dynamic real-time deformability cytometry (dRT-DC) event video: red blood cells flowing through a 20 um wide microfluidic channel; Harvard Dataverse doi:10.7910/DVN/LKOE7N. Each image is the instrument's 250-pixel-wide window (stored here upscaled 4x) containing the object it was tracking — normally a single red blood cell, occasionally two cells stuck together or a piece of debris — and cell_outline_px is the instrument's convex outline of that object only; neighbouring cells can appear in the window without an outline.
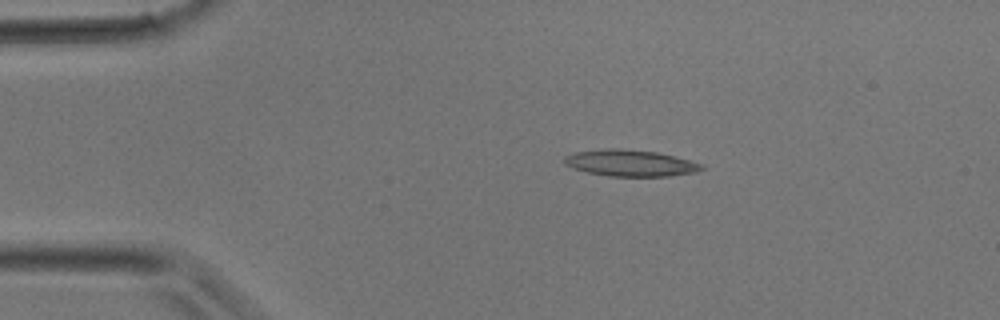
{"species": "common noctule bat (a hibernating species)", "species_latin": "Nyctalus noctula", "temperature_condition": "room temperature", "stored_images_in_passage": 30, "camera_frame_rate_fps": 3000, "um_per_image_px": 0.085, "animal": {"sex": "male", "body_mass_g": 17.9}, "frame": {"image": 1, "passage_image": 1, "time_ms": 0.0, "image_size_px": [1000, 320], "cell_outline_px": [[704, 168], [696, 172], [668, 176], [608, 176], [588, 172], [572, 168], [564, 164], [564, 156], [576, 152], [608, 148], [616, 148], [656, 152], [704, 164]], "centroid_in_image_um": [53.56, 13.86], "position_along_channel_um": 31.4, "area_um2": 20.98}}
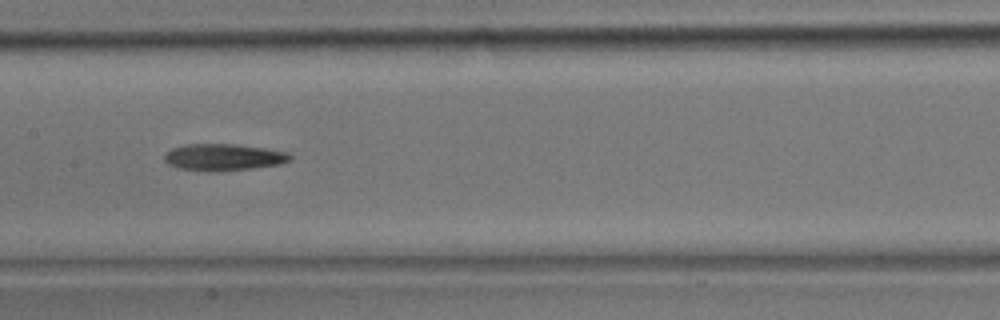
{"frame": {"image": 2, "passage_image": 12, "time_ms": 3.667, "image_size_px": [1000, 320], "cell_outline_px": [[292, 156], [288, 160], [280, 164], [252, 168], [220, 172], [208, 172], [176, 168], [168, 164], [164, 160], [164, 156], [172, 148], [184, 144], [236, 144], [264, 148], [288, 152]], "centroid_in_image_um": [18.96, 13.37], "position_along_channel_um": 188.4, "area_um2": 19.77}}
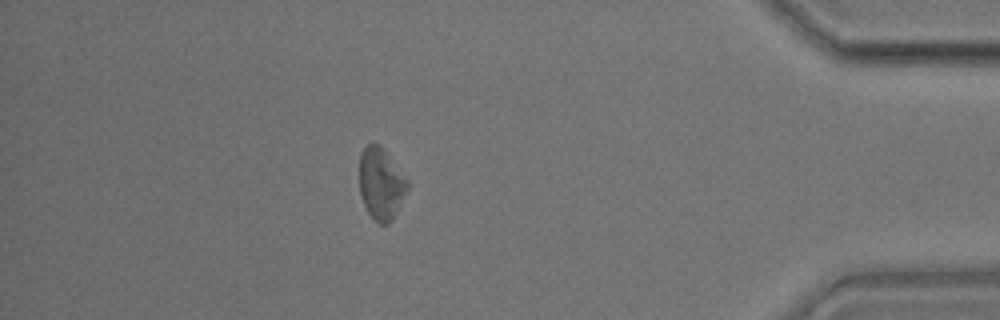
{"frame": {"image": 3, "passage_image": 26, "time_ms": 8.333, "image_size_px": [1000, 320], "cell_outline_px": [[408, 188], [392, 220], [388, 224], [380, 224], [368, 212], [364, 204], [360, 192], [360, 152], [368, 144], [380, 144], [408, 180]], "centroid_in_image_um": [32.38, 15.6], "position_along_channel_um": 402.8, "area_um2": 19.77}}